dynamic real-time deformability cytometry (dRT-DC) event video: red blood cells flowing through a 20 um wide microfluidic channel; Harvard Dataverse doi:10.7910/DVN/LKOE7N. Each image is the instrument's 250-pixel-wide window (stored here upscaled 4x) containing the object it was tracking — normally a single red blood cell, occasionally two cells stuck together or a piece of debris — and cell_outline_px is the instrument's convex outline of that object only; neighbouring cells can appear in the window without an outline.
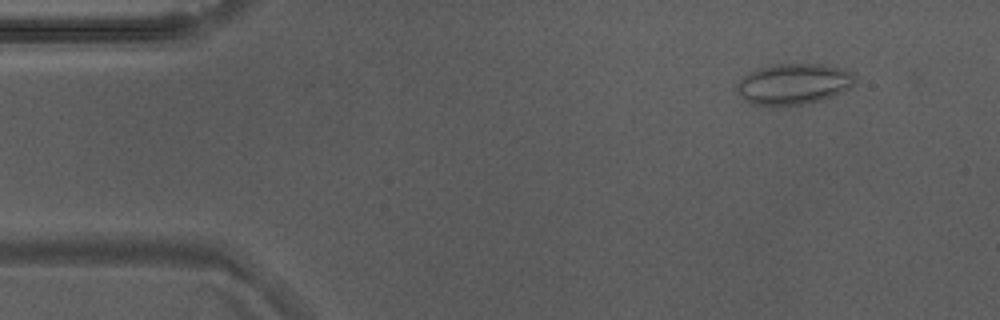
{"species": "Egyptian fruit bat (a non-hibernating species)", "species_latin": "Rousettus aegyptiacus", "temperature_condition": "warm", "stored_images_in_passage": 53, "camera_frame_rate_fps": 3000, "um_per_image_px": 0.085, "animal": {"sex": "male"}, "frame": {"image": 1, "passage_image": 5, "time_ms": 1.333, "image_size_px": [1000, 320], "cell_outline_px": [[856, 84], [844, 92], [824, 100], [804, 104], [752, 104], [744, 100], [740, 96], [736, 88], [740, 80], [744, 76], [756, 68], [776, 64], [820, 64], [844, 68], [852, 72], [856, 76]], "centroid_in_image_um": [67.53, 7.12], "position_along_channel_um": 17.5, "area_um2": 28.26}}
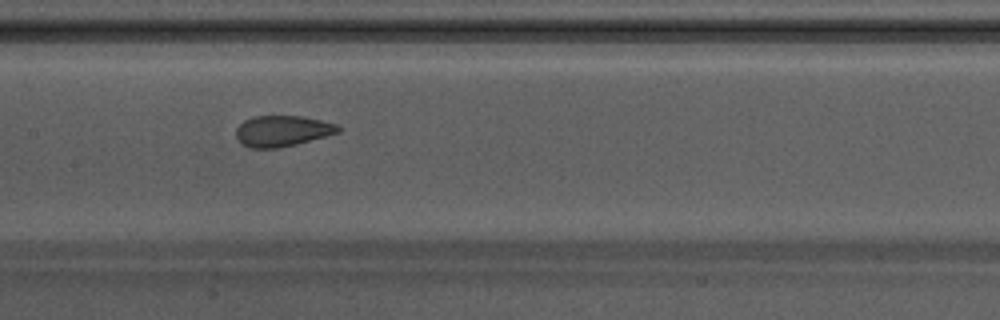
{"frame": {"image": 2, "passage_image": 25, "time_ms": 8.0, "image_size_px": [1000, 320], "cell_outline_px": [[340, 132], [296, 144], [276, 148], [252, 148], [244, 144], [236, 136], [236, 128], [244, 120], [252, 116], [304, 116], [336, 124], [340, 128]], "centroid_in_image_um": [23.99, 11.12], "position_along_channel_um": 183.4, "area_um2": 18.21}}
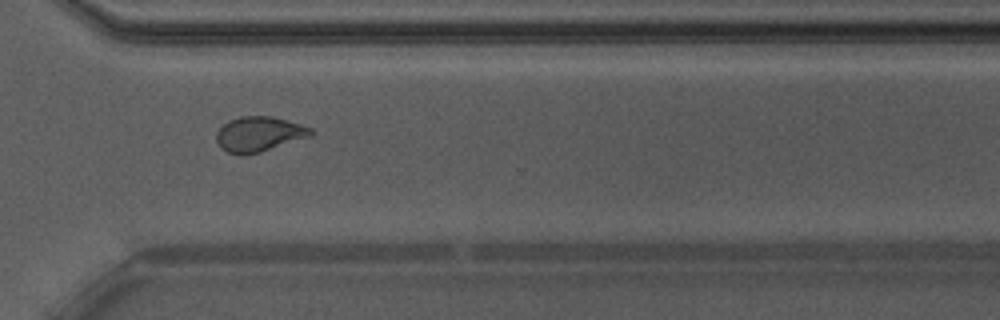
{"frame": {"image": 3, "passage_image": 38, "time_ms": 12.333, "image_size_px": [1000, 320], "cell_outline_px": [[312, 136], [260, 152], [228, 152], [220, 148], [216, 140], [216, 132], [228, 120], [240, 116], [272, 116], [300, 124], [312, 128]], "centroid_in_image_um": [22.03, 11.36], "position_along_channel_um": 348.6, "area_um2": 18.9}, "authors_computed_cell_mechanics": {"area_um2": 19.5364, "velocity_mm_per_s": 3.818, "shape_relaxation_time_tau1_ms": null, "shape_relaxation_time_tau2_ms": 1.1978, "deformation_change_tau1": null, "deformation_change_tau2": 0.0605}}